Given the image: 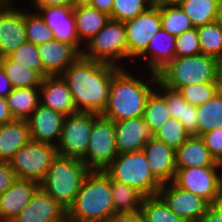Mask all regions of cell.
<instances>
[{"mask_svg":"<svg viewBox=\"0 0 222 222\" xmlns=\"http://www.w3.org/2000/svg\"><path fill=\"white\" fill-rule=\"evenodd\" d=\"M178 91L189 104L198 107L210 100L219 90L215 82H210L186 85Z\"/></svg>","mask_w":222,"mask_h":222,"instance_id":"40","label":"cell"},{"mask_svg":"<svg viewBox=\"0 0 222 222\" xmlns=\"http://www.w3.org/2000/svg\"><path fill=\"white\" fill-rule=\"evenodd\" d=\"M119 67L80 56L61 75L77 112L101 114L106 107L113 74Z\"/></svg>","mask_w":222,"mask_h":222,"instance_id":"1","label":"cell"},{"mask_svg":"<svg viewBox=\"0 0 222 222\" xmlns=\"http://www.w3.org/2000/svg\"><path fill=\"white\" fill-rule=\"evenodd\" d=\"M117 156L114 121L99 114L93 121L86 155L81 160L90 171H103Z\"/></svg>","mask_w":222,"mask_h":222,"instance_id":"9","label":"cell"},{"mask_svg":"<svg viewBox=\"0 0 222 222\" xmlns=\"http://www.w3.org/2000/svg\"><path fill=\"white\" fill-rule=\"evenodd\" d=\"M64 118L63 114L39 104L27 119L31 140L57 146Z\"/></svg>","mask_w":222,"mask_h":222,"instance_id":"18","label":"cell"},{"mask_svg":"<svg viewBox=\"0 0 222 222\" xmlns=\"http://www.w3.org/2000/svg\"><path fill=\"white\" fill-rule=\"evenodd\" d=\"M93 0H72V7L90 6Z\"/></svg>","mask_w":222,"mask_h":222,"instance_id":"54","label":"cell"},{"mask_svg":"<svg viewBox=\"0 0 222 222\" xmlns=\"http://www.w3.org/2000/svg\"><path fill=\"white\" fill-rule=\"evenodd\" d=\"M140 215L143 222H185L158 195L143 199Z\"/></svg>","mask_w":222,"mask_h":222,"instance_id":"34","label":"cell"},{"mask_svg":"<svg viewBox=\"0 0 222 222\" xmlns=\"http://www.w3.org/2000/svg\"><path fill=\"white\" fill-rule=\"evenodd\" d=\"M200 137L215 160L222 164V127L207 131L201 134Z\"/></svg>","mask_w":222,"mask_h":222,"instance_id":"43","label":"cell"},{"mask_svg":"<svg viewBox=\"0 0 222 222\" xmlns=\"http://www.w3.org/2000/svg\"><path fill=\"white\" fill-rule=\"evenodd\" d=\"M103 171L111 180L136 188L145 197L157 195L162 186L152 174L143 150L118 154Z\"/></svg>","mask_w":222,"mask_h":222,"instance_id":"5","label":"cell"},{"mask_svg":"<svg viewBox=\"0 0 222 222\" xmlns=\"http://www.w3.org/2000/svg\"><path fill=\"white\" fill-rule=\"evenodd\" d=\"M201 54L211 57L222 55V25L217 21L197 28Z\"/></svg>","mask_w":222,"mask_h":222,"instance_id":"36","label":"cell"},{"mask_svg":"<svg viewBox=\"0 0 222 222\" xmlns=\"http://www.w3.org/2000/svg\"><path fill=\"white\" fill-rule=\"evenodd\" d=\"M218 0H188L180 8L190 18L194 28L215 21Z\"/></svg>","mask_w":222,"mask_h":222,"instance_id":"32","label":"cell"},{"mask_svg":"<svg viewBox=\"0 0 222 222\" xmlns=\"http://www.w3.org/2000/svg\"><path fill=\"white\" fill-rule=\"evenodd\" d=\"M151 4L148 0H114L110 19L125 22L144 12Z\"/></svg>","mask_w":222,"mask_h":222,"instance_id":"38","label":"cell"},{"mask_svg":"<svg viewBox=\"0 0 222 222\" xmlns=\"http://www.w3.org/2000/svg\"><path fill=\"white\" fill-rule=\"evenodd\" d=\"M222 25V0H218L216 19Z\"/></svg>","mask_w":222,"mask_h":222,"instance_id":"55","label":"cell"},{"mask_svg":"<svg viewBox=\"0 0 222 222\" xmlns=\"http://www.w3.org/2000/svg\"><path fill=\"white\" fill-rule=\"evenodd\" d=\"M11 222H69L67 210L40 187L28 205Z\"/></svg>","mask_w":222,"mask_h":222,"instance_id":"16","label":"cell"},{"mask_svg":"<svg viewBox=\"0 0 222 222\" xmlns=\"http://www.w3.org/2000/svg\"><path fill=\"white\" fill-rule=\"evenodd\" d=\"M83 47L81 56L86 59L115 65L119 68H126L124 61L126 64L129 63L127 62L128 48L123 22L110 19Z\"/></svg>","mask_w":222,"mask_h":222,"instance_id":"6","label":"cell"},{"mask_svg":"<svg viewBox=\"0 0 222 222\" xmlns=\"http://www.w3.org/2000/svg\"><path fill=\"white\" fill-rule=\"evenodd\" d=\"M166 100L172 118H182L183 97L176 89L164 85L159 79L156 81L155 88Z\"/></svg>","mask_w":222,"mask_h":222,"instance_id":"42","label":"cell"},{"mask_svg":"<svg viewBox=\"0 0 222 222\" xmlns=\"http://www.w3.org/2000/svg\"><path fill=\"white\" fill-rule=\"evenodd\" d=\"M166 0H148L151 5L163 4Z\"/></svg>","mask_w":222,"mask_h":222,"instance_id":"58","label":"cell"},{"mask_svg":"<svg viewBox=\"0 0 222 222\" xmlns=\"http://www.w3.org/2000/svg\"><path fill=\"white\" fill-rule=\"evenodd\" d=\"M157 195L185 222L197 221L210 206L202 197L177 187L173 182L162 184Z\"/></svg>","mask_w":222,"mask_h":222,"instance_id":"13","label":"cell"},{"mask_svg":"<svg viewBox=\"0 0 222 222\" xmlns=\"http://www.w3.org/2000/svg\"><path fill=\"white\" fill-rule=\"evenodd\" d=\"M172 182L210 204L222 188V166L176 168Z\"/></svg>","mask_w":222,"mask_h":222,"instance_id":"11","label":"cell"},{"mask_svg":"<svg viewBox=\"0 0 222 222\" xmlns=\"http://www.w3.org/2000/svg\"><path fill=\"white\" fill-rule=\"evenodd\" d=\"M215 84L222 91V55L215 58Z\"/></svg>","mask_w":222,"mask_h":222,"instance_id":"52","label":"cell"},{"mask_svg":"<svg viewBox=\"0 0 222 222\" xmlns=\"http://www.w3.org/2000/svg\"><path fill=\"white\" fill-rule=\"evenodd\" d=\"M118 154L141 151L153 137L143 116L122 121H114Z\"/></svg>","mask_w":222,"mask_h":222,"instance_id":"21","label":"cell"},{"mask_svg":"<svg viewBox=\"0 0 222 222\" xmlns=\"http://www.w3.org/2000/svg\"><path fill=\"white\" fill-rule=\"evenodd\" d=\"M0 65L5 71L13 88L39 87L42 77L25 65L9 59L7 56L0 58Z\"/></svg>","mask_w":222,"mask_h":222,"instance_id":"30","label":"cell"},{"mask_svg":"<svg viewBox=\"0 0 222 222\" xmlns=\"http://www.w3.org/2000/svg\"><path fill=\"white\" fill-rule=\"evenodd\" d=\"M157 75L164 85L176 90L186 85L215 82V58L204 54L174 57Z\"/></svg>","mask_w":222,"mask_h":222,"instance_id":"7","label":"cell"},{"mask_svg":"<svg viewBox=\"0 0 222 222\" xmlns=\"http://www.w3.org/2000/svg\"><path fill=\"white\" fill-rule=\"evenodd\" d=\"M89 172L81 159L58 155L39 187L67 210Z\"/></svg>","mask_w":222,"mask_h":222,"instance_id":"4","label":"cell"},{"mask_svg":"<svg viewBox=\"0 0 222 222\" xmlns=\"http://www.w3.org/2000/svg\"><path fill=\"white\" fill-rule=\"evenodd\" d=\"M186 1H188V0H166L164 2V4L180 6L182 3L186 2Z\"/></svg>","mask_w":222,"mask_h":222,"instance_id":"57","label":"cell"},{"mask_svg":"<svg viewBox=\"0 0 222 222\" xmlns=\"http://www.w3.org/2000/svg\"><path fill=\"white\" fill-rule=\"evenodd\" d=\"M197 136L222 127V91H218L210 100L197 107Z\"/></svg>","mask_w":222,"mask_h":222,"instance_id":"29","label":"cell"},{"mask_svg":"<svg viewBox=\"0 0 222 222\" xmlns=\"http://www.w3.org/2000/svg\"><path fill=\"white\" fill-rule=\"evenodd\" d=\"M176 168L222 166L211 155L200 136L190 135L175 151Z\"/></svg>","mask_w":222,"mask_h":222,"instance_id":"24","label":"cell"},{"mask_svg":"<svg viewBox=\"0 0 222 222\" xmlns=\"http://www.w3.org/2000/svg\"><path fill=\"white\" fill-rule=\"evenodd\" d=\"M134 69L135 66L133 71L127 67L119 68L113 74L108 101L100 115L112 121L143 116L147 98L156 88L158 75L146 71L149 75L140 76Z\"/></svg>","mask_w":222,"mask_h":222,"instance_id":"2","label":"cell"},{"mask_svg":"<svg viewBox=\"0 0 222 222\" xmlns=\"http://www.w3.org/2000/svg\"><path fill=\"white\" fill-rule=\"evenodd\" d=\"M142 150L154 177L161 184L172 182L176 173L175 150L154 137L148 140Z\"/></svg>","mask_w":222,"mask_h":222,"instance_id":"22","label":"cell"},{"mask_svg":"<svg viewBox=\"0 0 222 222\" xmlns=\"http://www.w3.org/2000/svg\"><path fill=\"white\" fill-rule=\"evenodd\" d=\"M18 6L0 7V58L9 55L27 41L25 34L26 6Z\"/></svg>","mask_w":222,"mask_h":222,"instance_id":"15","label":"cell"},{"mask_svg":"<svg viewBox=\"0 0 222 222\" xmlns=\"http://www.w3.org/2000/svg\"><path fill=\"white\" fill-rule=\"evenodd\" d=\"M76 30L79 42L84 46L110 20L107 13L96 10L91 6L74 8Z\"/></svg>","mask_w":222,"mask_h":222,"instance_id":"26","label":"cell"},{"mask_svg":"<svg viewBox=\"0 0 222 222\" xmlns=\"http://www.w3.org/2000/svg\"><path fill=\"white\" fill-rule=\"evenodd\" d=\"M39 101L42 106L64 116L77 113L72 94L61 75L42 78L39 86Z\"/></svg>","mask_w":222,"mask_h":222,"instance_id":"20","label":"cell"},{"mask_svg":"<svg viewBox=\"0 0 222 222\" xmlns=\"http://www.w3.org/2000/svg\"><path fill=\"white\" fill-rule=\"evenodd\" d=\"M5 98L13 118L27 120L40 104L39 87L13 88Z\"/></svg>","mask_w":222,"mask_h":222,"instance_id":"27","label":"cell"},{"mask_svg":"<svg viewBox=\"0 0 222 222\" xmlns=\"http://www.w3.org/2000/svg\"><path fill=\"white\" fill-rule=\"evenodd\" d=\"M176 36L167 33L162 28L151 38L146 49L134 60L130 62L137 67V59L145 71L158 74L175 57ZM141 59V60H140ZM143 60V61H142ZM136 61V62H135Z\"/></svg>","mask_w":222,"mask_h":222,"instance_id":"17","label":"cell"},{"mask_svg":"<svg viewBox=\"0 0 222 222\" xmlns=\"http://www.w3.org/2000/svg\"><path fill=\"white\" fill-rule=\"evenodd\" d=\"M17 179L16 174L8 162L0 161V196L14 183Z\"/></svg>","mask_w":222,"mask_h":222,"instance_id":"45","label":"cell"},{"mask_svg":"<svg viewBox=\"0 0 222 222\" xmlns=\"http://www.w3.org/2000/svg\"><path fill=\"white\" fill-rule=\"evenodd\" d=\"M39 188L37 182L16 179L0 196V222H11L28 205Z\"/></svg>","mask_w":222,"mask_h":222,"instance_id":"23","label":"cell"},{"mask_svg":"<svg viewBox=\"0 0 222 222\" xmlns=\"http://www.w3.org/2000/svg\"><path fill=\"white\" fill-rule=\"evenodd\" d=\"M99 114L77 112L64 118L58 155L82 159L86 155L94 119Z\"/></svg>","mask_w":222,"mask_h":222,"instance_id":"10","label":"cell"},{"mask_svg":"<svg viewBox=\"0 0 222 222\" xmlns=\"http://www.w3.org/2000/svg\"><path fill=\"white\" fill-rule=\"evenodd\" d=\"M1 1V5L2 6H16V4L18 5L19 4V0H18V3L16 2L17 0H0ZM27 1V0H26ZM32 0L30 1H27V3H31ZM16 2V3H15Z\"/></svg>","mask_w":222,"mask_h":222,"instance_id":"56","label":"cell"},{"mask_svg":"<svg viewBox=\"0 0 222 222\" xmlns=\"http://www.w3.org/2000/svg\"><path fill=\"white\" fill-rule=\"evenodd\" d=\"M106 222H143L140 212L134 213H114Z\"/></svg>","mask_w":222,"mask_h":222,"instance_id":"46","label":"cell"},{"mask_svg":"<svg viewBox=\"0 0 222 222\" xmlns=\"http://www.w3.org/2000/svg\"><path fill=\"white\" fill-rule=\"evenodd\" d=\"M32 10L44 6H68L72 7V0H32L30 3ZM34 8V9H33Z\"/></svg>","mask_w":222,"mask_h":222,"instance_id":"47","label":"cell"},{"mask_svg":"<svg viewBox=\"0 0 222 222\" xmlns=\"http://www.w3.org/2000/svg\"><path fill=\"white\" fill-rule=\"evenodd\" d=\"M123 23L128 61L133 62L146 49L151 38L161 29L160 4L151 5L135 18Z\"/></svg>","mask_w":222,"mask_h":222,"instance_id":"12","label":"cell"},{"mask_svg":"<svg viewBox=\"0 0 222 222\" xmlns=\"http://www.w3.org/2000/svg\"><path fill=\"white\" fill-rule=\"evenodd\" d=\"M179 120L182 123V126L190 135L197 136V107L189 104L184 98L182 118H179Z\"/></svg>","mask_w":222,"mask_h":222,"instance_id":"44","label":"cell"},{"mask_svg":"<svg viewBox=\"0 0 222 222\" xmlns=\"http://www.w3.org/2000/svg\"><path fill=\"white\" fill-rule=\"evenodd\" d=\"M190 134L182 126L177 118H170L161 126L153 137L173 148L175 151L189 138Z\"/></svg>","mask_w":222,"mask_h":222,"instance_id":"37","label":"cell"},{"mask_svg":"<svg viewBox=\"0 0 222 222\" xmlns=\"http://www.w3.org/2000/svg\"><path fill=\"white\" fill-rule=\"evenodd\" d=\"M9 106L7 105L6 98L0 97V125L14 121Z\"/></svg>","mask_w":222,"mask_h":222,"instance_id":"49","label":"cell"},{"mask_svg":"<svg viewBox=\"0 0 222 222\" xmlns=\"http://www.w3.org/2000/svg\"><path fill=\"white\" fill-rule=\"evenodd\" d=\"M210 207L220 216H222V188L220 189L217 196L210 203Z\"/></svg>","mask_w":222,"mask_h":222,"instance_id":"53","label":"cell"},{"mask_svg":"<svg viewBox=\"0 0 222 222\" xmlns=\"http://www.w3.org/2000/svg\"><path fill=\"white\" fill-rule=\"evenodd\" d=\"M161 28L172 35H180L194 28L190 18L180 6L160 4Z\"/></svg>","mask_w":222,"mask_h":222,"instance_id":"33","label":"cell"},{"mask_svg":"<svg viewBox=\"0 0 222 222\" xmlns=\"http://www.w3.org/2000/svg\"><path fill=\"white\" fill-rule=\"evenodd\" d=\"M37 49L44 77L62 75L81 56L73 45L56 39L38 45Z\"/></svg>","mask_w":222,"mask_h":222,"instance_id":"19","label":"cell"},{"mask_svg":"<svg viewBox=\"0 0 222 222\" xmlns=\"http://www.w3.org/2000/svg\"><path fill=\"white\" fill-rule=\"evenodd\" d=\"M113 3L114 0H93L90 6L110 15L112 13Z\"/></svg>","mask_w":222,"mask_h":222,"instance_id":"50","label":"cell"},{"mask_svg":"<svg viewBox=\"0 0 222 222\" xmlns=\"http://www.w3.org/2000/svg\"><path fill=\"white\" fill-rule=\"evenodd\" d=\"M143 118L152 134L171 118L165 98L156 89L147 98Z\"/></svg>","mask_w":222,"mask_h":222,"instance_id":"31","label":"cell"},{"mask_svg":"<svg viewBox=\"0 0 222 222\" xmlns=\"http://www.w3.org/2000/svg\"><path fill=\"white\" fill-rule=\"evenodd\" d=\"M12 90L11 82L0 65V97L5 98Z\"/></svg>","mask_w":222,"mask_h":222,"instance_id":"48","label":"cell"},{"mask_svg":"<svg viewBox=\"0 0 222 222\" xmlns=\"http://www.w3.org/2000/svg\"><path fill=\"white\" fill-rule=\"evenodd\" d=\"M7 57L17 63L19 62L20 64L25 65L28 69L36 71L42 78H44V70L36 45L26 41L16 50L7 55Z\"/></svg>","mask_w":222,"mask_h":222,"instance_id":"39","label":"cell"},{"mask_svg":"<svg viewBox=\"0 0 222 222\" xmlns=\"http://www.w3.org/2000/svg\"><path fill=\"white\" fill-rule=\"evenodd\" d=\"M30 140L27 120L15 119L0 125V161L8 162Z\"/></svg>","mask_w":222,"mask_h":222,"instance_id":"25","label":"cell"},{"mask_svg":"<svg viewBox=\"0 0 222 222\" xmlns=\"http://www.w3.org/2000/svg\"><path fill=\"white\" fill-rule=\"evenodd\" d=\"M114 213L140 212L145 196L136 188L111 180Z\"/></svg>","mask_w":222,"mask_h":222,"instance_id":"28","label":"cell"},{"mask_svg":"<svg viewBox=\"0 0 222 222\" xmlns=\"http://www.w3.org/2000/svg\"><path fill=\"white\" fill-rule=\"evenodd\" d=\"M195 222H222V216L209 206L207 211Z\"/></svg>","mask_w":222,"mask_h":222,"instance_id":"51","label":"cell"},{"mask_svg":"<svg viewBox=\"0 0 222 222\" xmlns=\"http://www.w3.org/2000/svg\"><path fill=\"white\" fill-rule=\"evenodd\" d=\"M57 156V146L30 140L8 163L17 179L31 180L40 184Z\"/></svg>","mask_w":222,"mask_h":222,"instance_id":"8","label":"cell"},{"mask_svg":"<svg viewBox=\"0 0 222 222\" xmlns=\"http://www.w3.org/2000/svg\"><path fill=\"white\" fill-rule=\"evenodd\" d=\"M201 54L197 28H192L176 36L175 57L195 56Z\"/></svg>","mask_w":222,"mask_h":222,"instance_id":"41","label":"cell"},{"mask_svg":"<svg viewBox=\"0 0 222 222\" xmlns=\"http://www.w3.org/2000/svg\"><path fill=\"white\" fill-rule=\"evenodd\" d=\"M36 11L53 33L54 39L73 45L80 53L83 45L79 42L74 17V8L68 6H44Z\"/></svg>","mask_w":222,"mask_h":222,"instance_id":"14","label":"cell"},{"mask_svg":"<svg viewBox=\"0 0 222 222\" xmlns=\"http://www.w3.org/2000/svg\"><path fill=\"white\" fill-rule=\"evenodd\" d=\"M25 8V34L27 42L36 46L54 39L50 28L36 10Z\"/></svg>","mask_w":222,"mask_h":222,"instance_id":"35","label":"cell"},{"mask_svg":"<svg viewBox=\"0 0 222 222\" xmlns=\"http://www.w3.org/2000/svg\"><path fill=\"white\" fill-rule=\"evenodd\" d=\"M114 214L111 179L104 171H90L67 209L69 222H106Z\"/></svg>","mask_w":222,"mask_h":222,"instance_id":"3","label":"cell"}]
</instances>
